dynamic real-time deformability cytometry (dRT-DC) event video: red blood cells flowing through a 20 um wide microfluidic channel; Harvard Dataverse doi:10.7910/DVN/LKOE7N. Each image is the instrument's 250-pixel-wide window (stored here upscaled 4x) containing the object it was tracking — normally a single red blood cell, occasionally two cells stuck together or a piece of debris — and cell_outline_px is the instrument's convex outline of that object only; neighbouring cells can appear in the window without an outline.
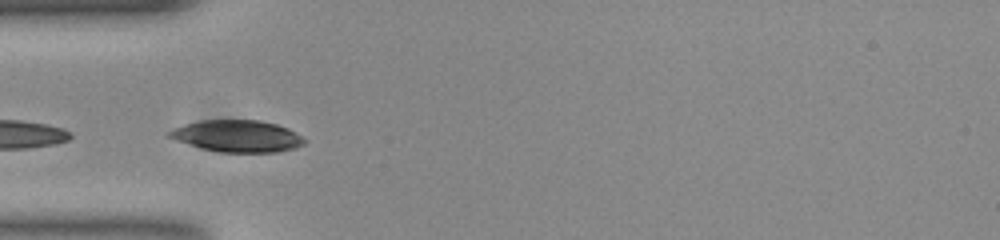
{"species": "common noctule bat (a hibernating species)", "species_latin": "Nyctalus noctula", "temperature_condition": "room temperature", "stored_images_in_passage": 22, "camera_frame_rate_fps": 3000, "um_per_image_px": 0.085, "animal": {"sex": "female", "body_mass_g": 23.0, "forearm_length_mm": 53.4}, "frame": {"image": 1, "passage_image": 13, "time_ms": 4.0, "image_size_px": [1000, 240], "cell_outline_px": [[304, 144], [296, 148], [276, 152], [220, 152], [200, 148], [176, 140], [168, 136], [168, 132], [172, 128], [184, 124], [200, 120], [260, 120], [276, 124], [288, 128], [300, 136], [304, 140]], "centroid_in_image_um": [20.14, 11.56], "position_along_channel_um": 64.9, "area_um2": 24.97}}